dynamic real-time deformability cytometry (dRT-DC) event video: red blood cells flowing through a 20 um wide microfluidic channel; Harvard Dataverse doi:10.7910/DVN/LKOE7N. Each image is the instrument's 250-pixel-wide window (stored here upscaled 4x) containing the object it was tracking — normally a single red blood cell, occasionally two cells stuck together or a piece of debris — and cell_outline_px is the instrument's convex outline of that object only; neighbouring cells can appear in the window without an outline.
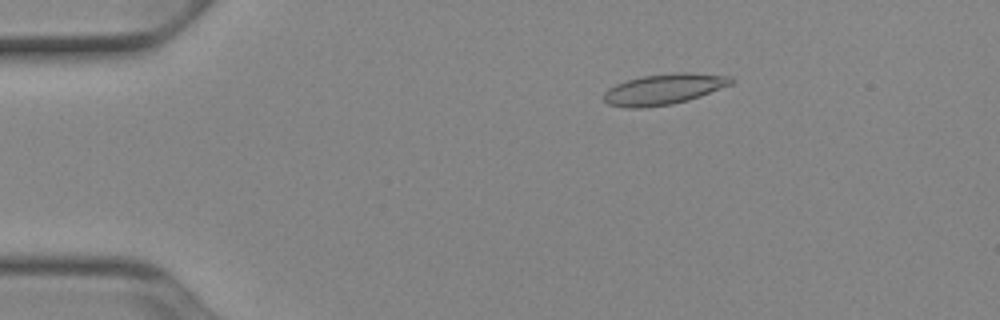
{"species": "Egyptian fruit bat (a non-hibernating species)", "species_latin": "Rousettus aegyptiacus", "temperature_condition": "cold", "stored_images_in_passage": 52, "camera_frame_rate_fps": 3000, "um_per_image_px": 0.085, "animal": {"sex": "female"}, "frame": {"image": 1, "passage_image": 9, "time_ms": 2.667, "image_size_px": [1000, 320], "cell_outline_px": [[736, 80], [732, 84], [700, 96], [688, 100], [672, 104], [644, 108], [628, 108], [608, 104], [604, 100], [604, 92], [608, 88], [616, 84], [640, 76], [672, 72], [688, 72], [732, 76]], "centroid_in_image_um": [56.45, 7.57], "position_along_channel_um": 28.6, "area_um2": 23.0}}
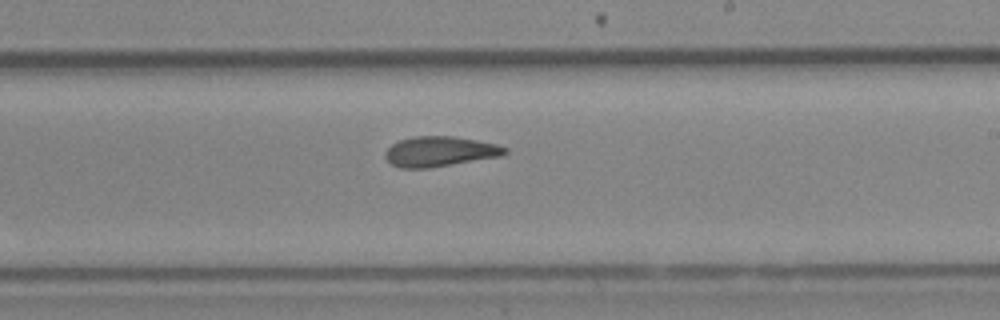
{"frame": {"image": 2, "passage_image": 31, "time_ms": 10.0, "image_size_px": [1000, 320], "cell_outline_px": [[508, 152], [500, 156], [428, 168], [400, 168], [392, 164], [384, 156], [384, 152], [392, 144], [400, 140], [412, 136], [452, 136], [476, 140], [496, 144], [508, 148]], "centroid_in_image_um": [37.36, 12.87], "position_along_channel_um": 251.6, "area_um2": 20.87}}
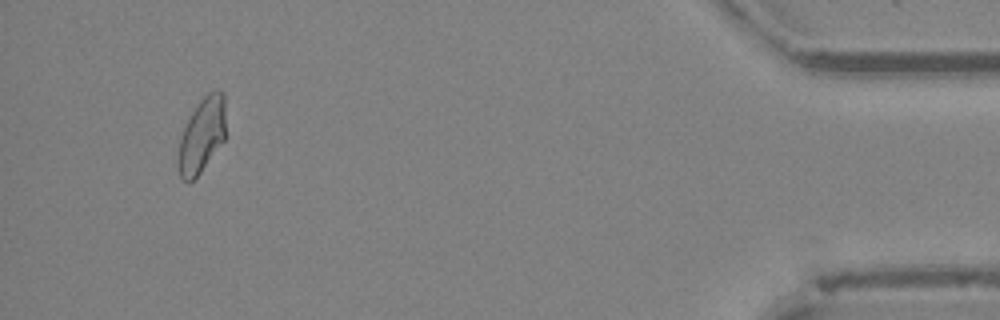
{"frame": {"image": 3, "passage_image": 49, "time_ms": 16.0, "image_size_px": [1000, 320], "cell_outline_px": [[224, 140], [200, 172], [188, 184], [180, 176], [176, 160], [180, 136], [192, 112], [200, 100], [208, 92], [216, 88], [224, 92]], "centroid_in_image_um": [17.13, 11.49], "position_along_channel_um": 418.1, "area_um2": 20.63}, "authors_computed_cell_mechanics": {"area_um2": 21.5305, "velocity_mm_per_s": 3.9063, "shape_relaxation_time_tau1_ms": null, "shape_relaxation_time_tau2_ms": 2.7588, "deformation_change_tau1": null, "deformation_change_tau2": 0.0787}}